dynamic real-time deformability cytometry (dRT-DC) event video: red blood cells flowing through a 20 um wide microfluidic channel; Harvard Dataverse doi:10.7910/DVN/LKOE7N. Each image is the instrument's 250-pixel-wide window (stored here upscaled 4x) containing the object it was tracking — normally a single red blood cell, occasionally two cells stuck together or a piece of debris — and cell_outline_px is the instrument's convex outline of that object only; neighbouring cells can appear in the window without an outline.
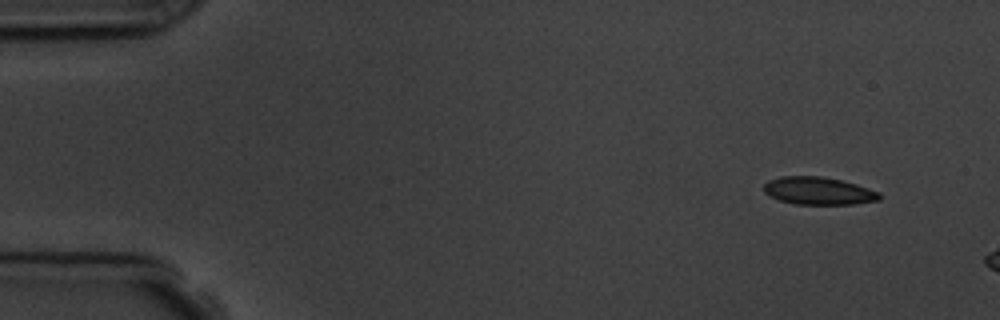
{"species": "common noctule bat (a hibernating species)", "species_latin": "Nyctalus noctula", "temperature_condition": "room temperature", "stored_images_in_passage": 3, "camera_frame_rate_fps": 3000, "um_per_image_px": 0.085, "animal": {"sex": "male", "body_mass_g": 19.5, "forearm_length_mm": 54.6}, "frame": {"image": 1, "passage_image": 1, "time_ms": 0.0, "image_size_px": [1000, 320], "cell_outline_px": [[880, 200], [856, 204], [796, 204], [780, 200], [764, 192], [764, 184], [768, 180], [780, 176], [820, 176], [840, 180], [856, 184], [880, 192]], "centroid_in_image_um": [69.58, 16.22], "position_along_channel_um": 15.4, "area_um2": 18.55}}